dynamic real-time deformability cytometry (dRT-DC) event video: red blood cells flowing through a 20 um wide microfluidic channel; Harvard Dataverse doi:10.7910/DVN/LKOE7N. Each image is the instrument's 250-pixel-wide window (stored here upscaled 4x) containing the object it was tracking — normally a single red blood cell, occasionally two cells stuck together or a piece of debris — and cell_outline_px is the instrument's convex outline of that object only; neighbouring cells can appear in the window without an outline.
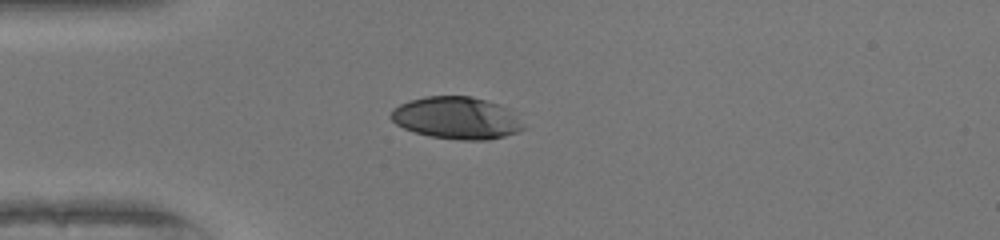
{"species": "human", "species_latin": "Homo sapiens", "temperature_condition": "warm", "stored_images_in_passage": 38, "camera_frame_rate_fps": 3000, "um_per_image_px": 0.085, "donor": {"sex": "female"}, "frame": {"image": 1, "passage_image": 1, "time_ms": 0.0, "image_size_px": [1000, 240], "cell_outline_px": [[524, 128], [516, 132], [504, 136], [488, 140], [464, 140], [428, 136], [404, 128], [396, 124], [388, 116], [392, 108], [408, 100], [424, 96], [472, 96], [500, 104]], "centroid_in_image_um": [38.69, 10.02], "position_along_channel_um": 46.3, "area_um2": 32.14}}
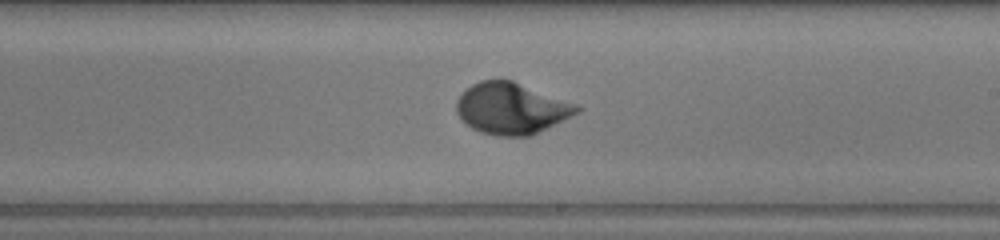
{"frame": {"image": 2, "passage_image": 17, "time_ms": 5.333, "image_size_px": [1000, 240], "cell_outline_px": [[584, 108], [580, 112], [528, 136], [496, 136], [480, 132], [472, 128], [456, 112], [456, 100], [472, 84], [480, 80], [496, 76], [512, 80], [576, 104]], "centroid_in_image_um": [43.45, 9.18], "position_along_channel_um": 245.6, "area_um2": 36.01}}
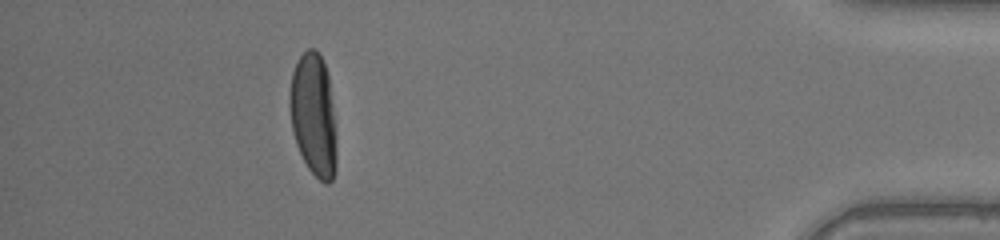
{"frame": {"image": 3, "passage_image": 33, "time_ms": 10.667, "image_size_px": [1000, 240], "cell_outline_px": [[336, 168], [332, 180], [328, 184], [324, 184], [308, 168], [296, 144], [292, 132], [288, 104], [288, 96], [292, 72], [300, 56], [308, 48], [316, 48], [324, 64], [328, 76], [336, 132]], "centroid_in_image_um": [26.63, 9.79], "position_along_channel_um": 408.6, "area_um2": 33.7}, "authors_computed_cell_mechanics": {"area_um2": 34.0731, "velocity_mm_per_s": 4.1069, "shape_relaxation_time_tau1_ms": 2.7245, "shape_relaxation_time_tau2_ms": null, "deformation_change_tau1": 0.1956, "deformation_change_tau2": null}}